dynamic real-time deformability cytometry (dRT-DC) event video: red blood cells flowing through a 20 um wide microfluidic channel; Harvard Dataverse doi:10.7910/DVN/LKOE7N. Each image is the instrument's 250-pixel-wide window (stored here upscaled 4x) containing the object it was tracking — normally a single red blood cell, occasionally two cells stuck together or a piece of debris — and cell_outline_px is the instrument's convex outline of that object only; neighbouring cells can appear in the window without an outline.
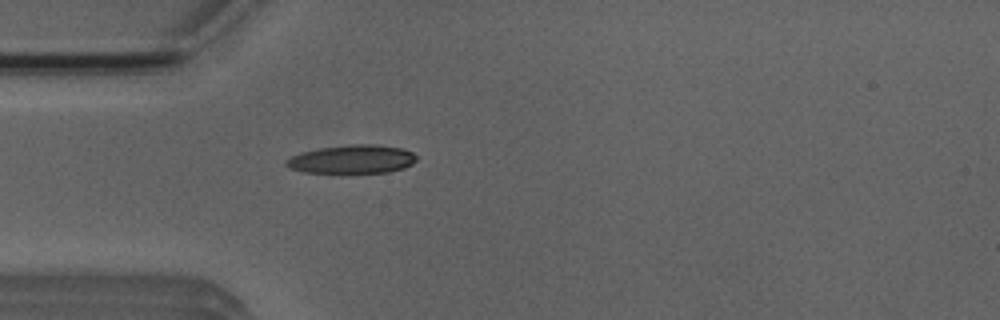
{"species": "Egyptian fruit bat (a non-hibernating species)", "species_latin": "Rousettus aegyptiacus", "temperature_condition": "room temperature", "stored_images_in_passage": 40, "camera_frame_rate_fps": 3000, "um_per_image_px": 0.085, "animal": {"sex": "male"}, "frame": {"image": 1, "passage_image": 2, "time_ms": 0.333, "image_size_px": [1000, 320], "cell_outline_px": [[416, 160], [412, 164], [404, 168], [388, 172], [304, 172], [288, 168], [284, 164], [284, 160], [292, 156], [304, 152], [320, 148], [348, 144], [376, 144], [404, 148], [412, 152], [416, 156]], "centroid_in_image_um": [29.94, 13.52], "position_along_channel_um": 55.1, "area_um2": 21.62}}
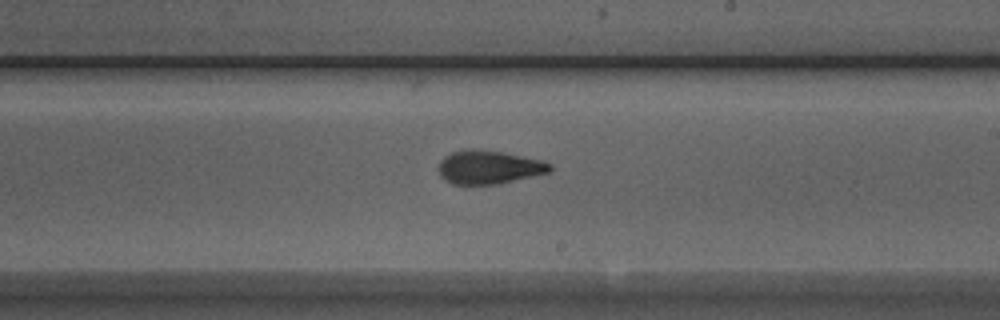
{"frame": {"image": 2, "passage_image": 17, "time_ms": 5.333, "image_size_px": [1000, 320], "cell_outline_px": [[552, 168], [548, 172], [496, 184], [452, 184], [444, 180], [440, 176], [436, 168], [440, 160], [444, 156], [452, 152], [468, 148], [472, 148], [504, 152], [540, 160], [552, 164]], "centroid_in_image_um": [41.47, 14.2], "position_along_channel_um": 247.5, "area_um2": 21.79}}
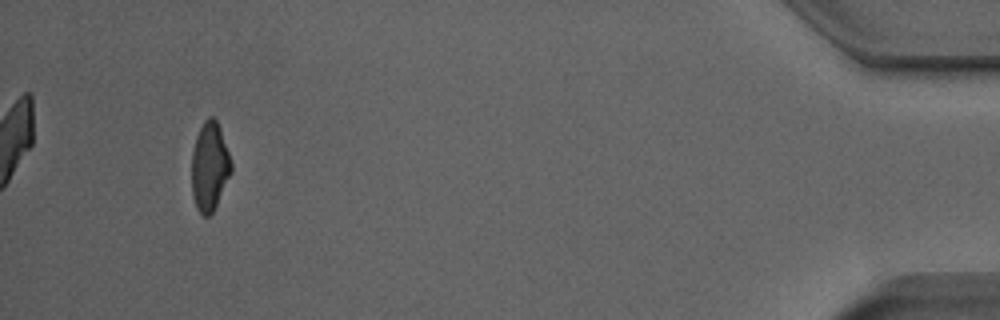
{"frame": {"image": 3, "passage_image": 36, "time_ms": 11.667, "image_size_px": [1000, 320], "cell_outline_px": [[232, 172], [212, 212], [208, 216], [200, 216], [196, 208], [192, 196], [192, 152], [196, 136], [204, 120], [208, 116], [212, 116], [216, 120], [220, 128], [232, 164]], "centroid_in_image_um": [17.8, 14.17], "position_along_channel_um": 417.4, "area_um2": 20.4}, "authors_computed_cell_mechanics": {"area_um2": 21.5305, "velocity_mm_per_s": 3.9338, "shape_relaxation_time_tau1_ms": 4.7357, "shape_relaxation_time_tau2_ms": 2.0489, "deformation_change_tau1": 0.1614, "deformation_change_tau2": 0.0919}}